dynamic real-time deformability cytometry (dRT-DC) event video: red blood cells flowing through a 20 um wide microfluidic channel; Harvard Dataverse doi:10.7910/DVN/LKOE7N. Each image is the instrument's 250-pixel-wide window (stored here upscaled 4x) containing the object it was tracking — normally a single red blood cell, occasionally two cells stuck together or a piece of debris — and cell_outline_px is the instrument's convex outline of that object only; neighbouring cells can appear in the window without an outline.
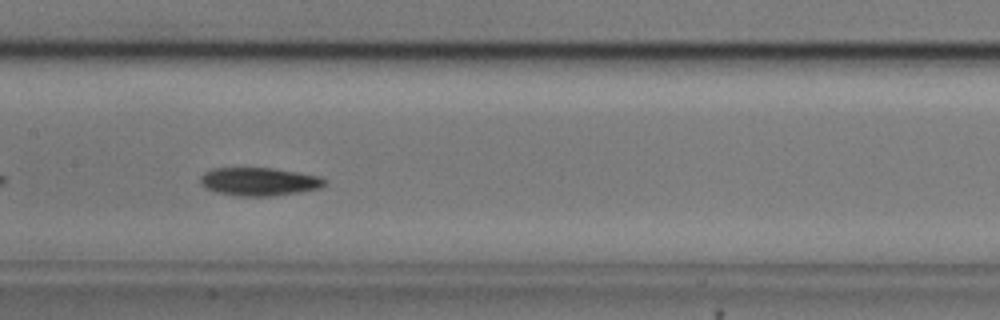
{"species": "common noctule bat (a hibernating species)", "species_latin": "Nyctalus noctula", "temperature_condition": "cold", "stored_images_in_passage": 40, "camera_frame_rate_fps": 3000, "um_per_image_px": 0.085, "animal": {"sex": "male", "body_mass_g": 20.5, "forearm_length_mm": 52.5}, "frame": {"image": 1, "passage_image": 12, "time_ms": 3.667, "image_size_px": [1000, 320], "cell_outline_px": [[328, 184], [320, 188], [300, 192], [272, 196], [236, 196], [216, 192], [204, 188], [200, 184], [200, 176], [204, 172], [212, 168], [272, 168], [320, 176], [328, 180]], "centroid_in_image_um": [22.02, 15.44], "position_along_channel_um": 185.4, "area_um2": 20.69}}
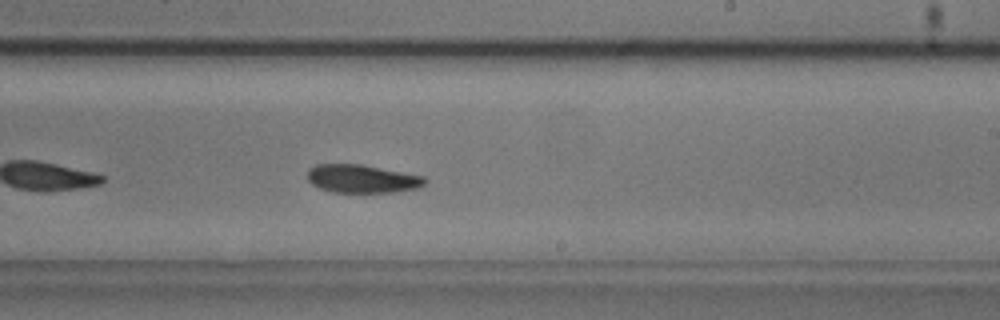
{"frame": {"image": 2, "passage_image": 18, "time_ms": 5.667, "image_size_px": [1000, 320], "cell_outline_px": [[428, 180], [424, 184], [416, 188], [392, 192], [332, 192], [320, 188], [312, 184], [308, 180], [308, 168], [316, 164], [360, 164], [424, 176]], "centroid_in_image_um": [30.75, 15.19], "position_along_channel_um": 258.2, "area_um2": 19.19}}
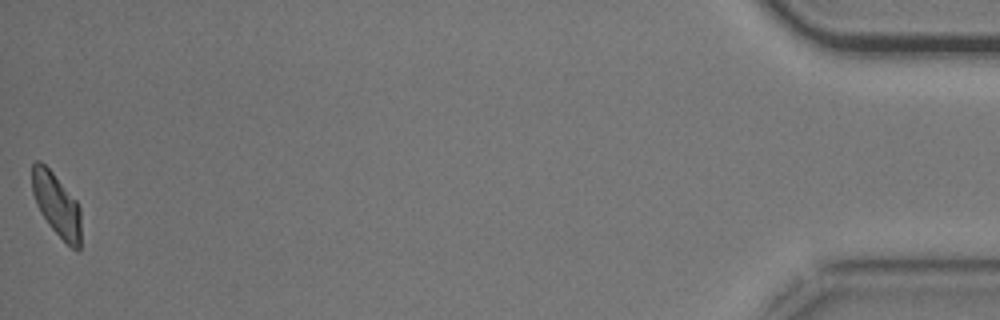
{"frame": {"image": 3, "passage_image": 40, "time_ms": 13.0, "image_size_px": [1000, 320], "cell_outline_px": [[80, 248], [76, 252], [48, 224], [40, 212], [36, 204], [32, 192], [32, 164], [36, 160], [40, 160], [52, 172], [76, 200], [80, 208]], "centroid_in_image_um": [4.8, 17.39], "position_along_channel_um": 430.4, "area_um2": 17.86}, "authors_computed_cell_mechanics": {"area_um2": 19.5942, "velocity_mm_per_s": 3.6641, "shape_relaxation_time_tau1_ms": 3.2981, "shape_relaxation_time_tau2_ms": 5.6613, "deformation_change_tau1": 0.1297, "deformation_change_tau2": 0.1264}}